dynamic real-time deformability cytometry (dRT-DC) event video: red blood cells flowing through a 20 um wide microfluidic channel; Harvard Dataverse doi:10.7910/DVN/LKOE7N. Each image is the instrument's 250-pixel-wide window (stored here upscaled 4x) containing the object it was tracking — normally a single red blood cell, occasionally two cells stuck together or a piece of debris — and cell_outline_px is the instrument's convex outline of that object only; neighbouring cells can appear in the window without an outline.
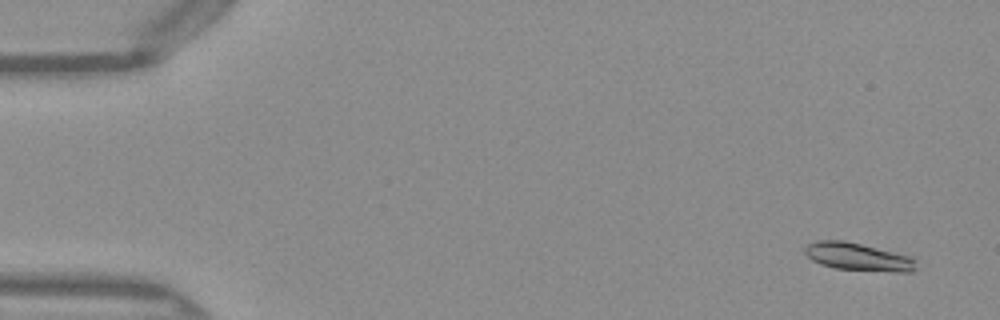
{"species": "Egyptian fruit bat (a non-hibernating species)", "species_latin": "Rousettus aegyptiacus", "temperature_condition": "warm", "stored_images_in_passage": 50, "camera_frame_rate_fps": 3000, "um_per_image_px": 0.085, "frame": {"image": 1, "passage_image": 3, "time_ms": 0.667, "image_size_px": [1000, 320], "cell_outline_px": [[916, 268], [912, 272], [896, 272], [836, 268], [820, 264], [812, 260], [804, 252], [804, 248], [808, 244], [816, 240], [844, 240], [908, 256], [916, 260]], "centroid_in_image_um": [72.91, 21.83], "position_along_channel_um": 12.1, "area_um2": 17.74}}
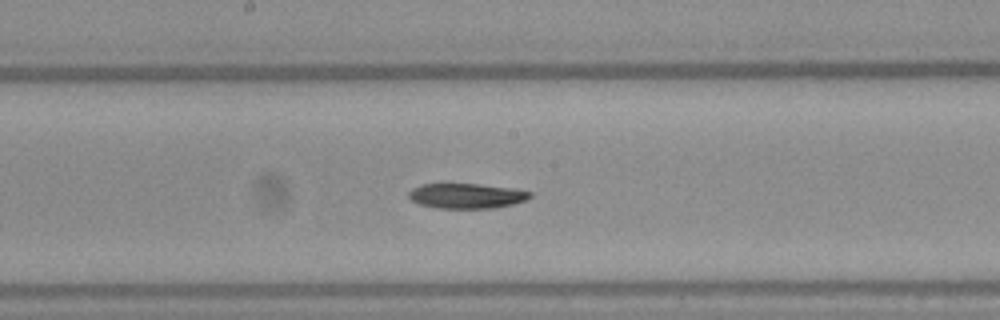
{"frame": {"image": 2, "passage_image": 27, "time_ms": 8.667, "image_size_px": [1000, 320], "cell_outline_px": [[532, 196], [524, 200], [512, 204], [492, 208], [436, 208], [420, 204], [412, 200], [408, 196], [408, 192], [412, 188], [420, 184], [480, 184], [516, 188], [532, 192]], "centroid_in_image_um": [39.66, 16.64], "position_along_channel_um": 208.5, "area_um2": 17.74}}
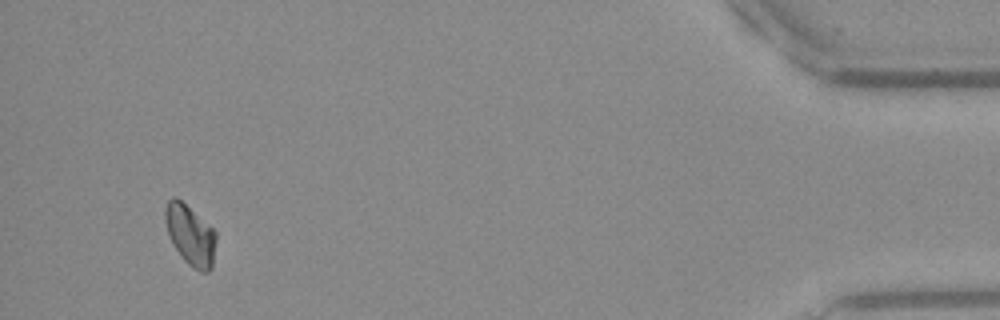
{"frame": {"image": 3, "passage_image": 48, "time_ms": 15.667, "image_size_px": [1000, 320], "cell_outline_px": [[216, 240], [212, 268], [208, 272], [200, 272], [192, 268], [184, 260], [176, 248], [168, 232], [164, 220], [164, 212], [168, 200], [172, 196], [176, 196], [212, 228], [216, 232]], "centroid_in_image_um": [16.18, 19.99], "position_along_channel_um": 419.0, "area_um2": 17.69}, "authors_computed_cell_mechanics": {"area_um2": 18.0625, "velocity_mm_per_s": 4.053, "shape_relaxation_time_tau1_ms": 3.4217, "shape_relaxation_time_tau2_ms": null, "deformation_change_tau1": 0.1192, "deformation_change_tau2": null}}